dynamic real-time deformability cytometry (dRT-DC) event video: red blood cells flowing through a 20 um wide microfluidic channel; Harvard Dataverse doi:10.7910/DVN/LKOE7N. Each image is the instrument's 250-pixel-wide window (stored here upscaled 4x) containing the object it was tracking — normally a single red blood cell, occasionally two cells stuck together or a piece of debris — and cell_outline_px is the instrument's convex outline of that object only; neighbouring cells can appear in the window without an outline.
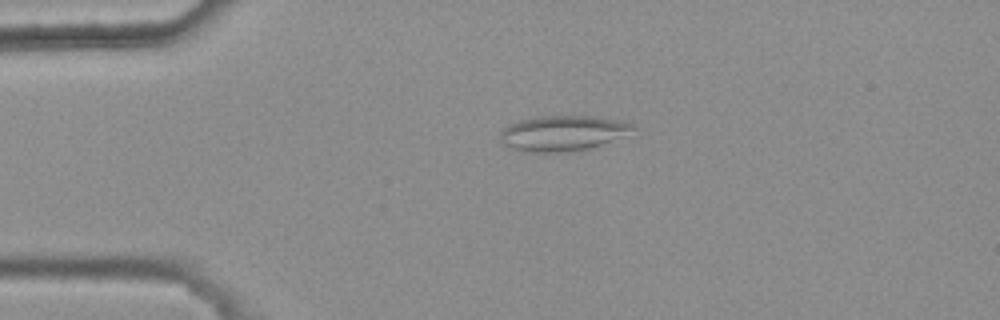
{"species": "common noctule bat (a hibernating species)", "species_latin": "Nyctalus noctula", "temperature_condition": "warm", "stored_images_in_passage": 1, "camera_frame_rate_fps": 3000, "um_per_image_px": 0.085, "animal": {"sex": "female", "body_mass_g": 25.1}, "frame": {"image": 1, "passage_image": 1, "time_ms": 0.0, "image_size_px": [1000, 320], "cell_outline_px": [[636, 128], [624, 136], [588, 148], [564, 152], [528, 152], [512, 148], [500, 144], [500, 132], [508, 124], [520, 120], [536, 116], [596, 116], [624, 120], [632, 124]], "centroid_in_image_um": [47.81, 11.3], "position_along_channel_um": 37.2, "area_um2": 27.46}}